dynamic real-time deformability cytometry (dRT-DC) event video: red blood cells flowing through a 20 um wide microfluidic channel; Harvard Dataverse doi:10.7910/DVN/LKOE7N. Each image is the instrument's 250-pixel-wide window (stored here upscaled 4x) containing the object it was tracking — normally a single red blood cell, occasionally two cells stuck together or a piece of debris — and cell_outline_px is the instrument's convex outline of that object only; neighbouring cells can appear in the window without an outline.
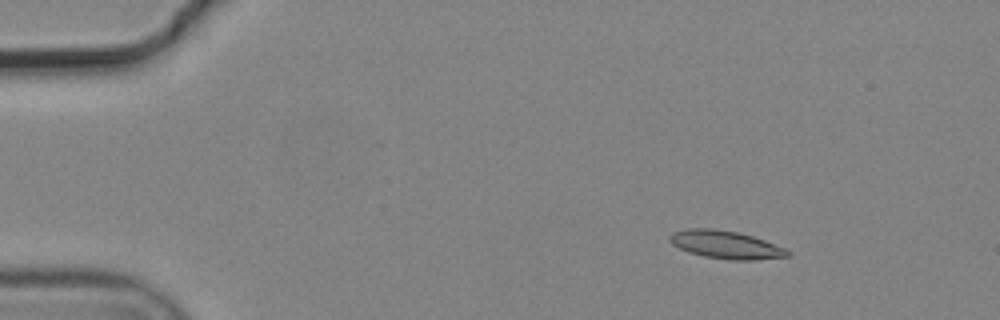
{"species": "common noctule bat (a hibernating species)", "species_latin": "Nyctalus noctula", "temperature_condition": "cold", "stored_images_in_passage": 9, "camera_frame_rate_fps": 3000, "um_per_image_px": 0.085, "animal": {"sex": "male", "body_mass_g": 19.2, "forearm_length_mm": 51.8}, "frame": {"image": 1, "passage_image": 3, "time_ms": 0.667, "image_size_px": [1000, 320], "cell_outline_px": [[792, 256], [756, 260], [732, 260], [704, 256], [688, 252], [672, 244], [668, 240], [668, 236], [672, 232], [688, 228], [712, 228], [740, 232], [764, 240], [784, 248], [792, 252]], "centroid_in_image_um": [61.69, 20.79], "position_along_channel_um": 23.3, "area_um2": 19.36}}
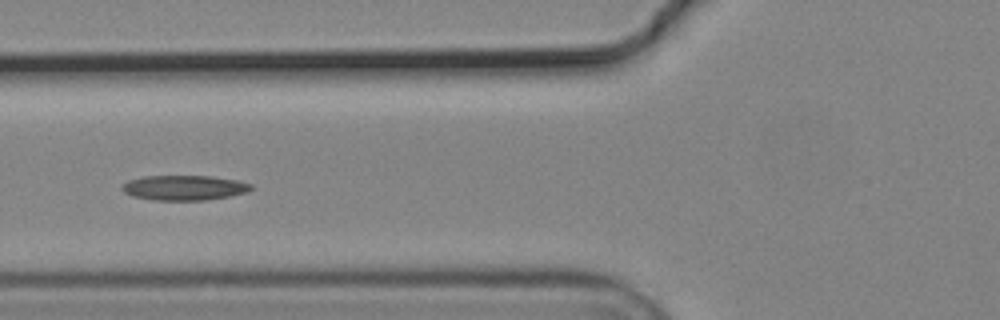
{"frame": {"image": 2, "passage_image": 7, "time_ms": 2.0, "image_size_px": [1000, 320], "cell_outline_px": [[252, 188], [248, 192], [228, 196], [204, 200], [152, 200], [132, 196], [124, 192], [120, 188], [128, 180], [144, 176], [212, 176], [236, 180], [252, 184]], "centroid_in_image_um": [15.64, 15.95], "position_along_channel_um": 110.2, "area_um2": 18.73}}
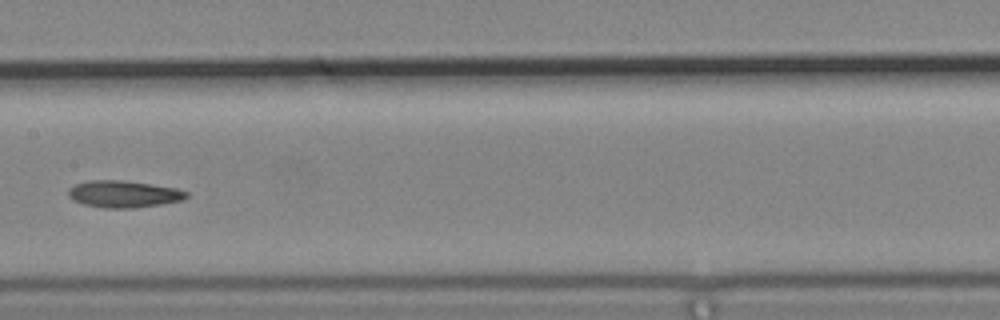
{"frame": {"image": 3, "passage_image": 9, "time_ms": 2.667, "image_size_px": [1000, 320], "cell_outline_px": [[188, 196], [180, 200], [160, 204], [132, 208], [104, 208], [84, 204], [72, 200], [68, 196], [68, 188], [76, 184], [88, 180], [124, 180], [176, 188], [188, 192]], "centroid_in_image_um": [10.46, 16.49], "position_along_channel_um": 196.9, "area_um2": 18.44}}